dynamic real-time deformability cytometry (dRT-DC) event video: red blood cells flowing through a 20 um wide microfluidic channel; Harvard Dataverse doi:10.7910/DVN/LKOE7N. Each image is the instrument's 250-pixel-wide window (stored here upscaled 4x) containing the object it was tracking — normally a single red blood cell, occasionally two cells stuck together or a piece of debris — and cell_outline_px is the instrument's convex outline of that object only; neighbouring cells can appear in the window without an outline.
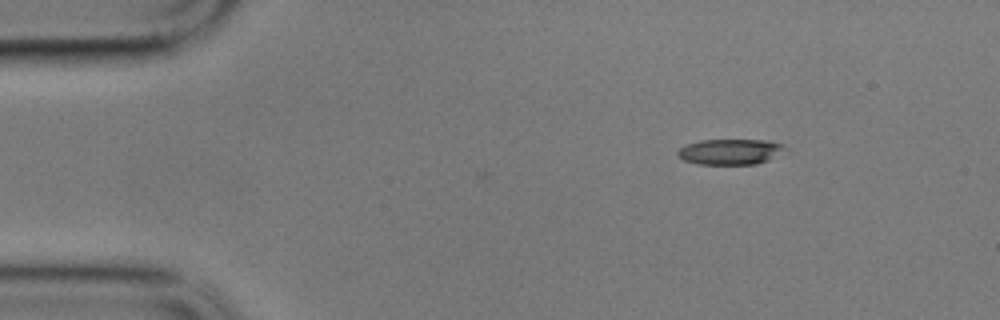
{"species": "common noctule bat (a hibernating species)", "species_latin": "Nyctalus noctula", "temperature_condition": "cold", "stored_images_in_passage": 9, "camera_frame_rate_fps": 3000, "um_per_image_px": 0.085, "animal": {"sex": "male", "body_mass_g": 17.9}, "frame": {"image": 1, "passage_image": 9, "time_ms": 2.667, "image_size_px": [1000, 320], "cell_outline_px": [[784, 148], [768, 160], [756, 164], [700, 164], [684, 160], [676, 156], [676, 152], [680, 148], [688, 144], [700, 140], [768, 140], [780, 144]], "centroid_in_image_um": [61.98, 12.9], "position_along_channel_um": 23.0, "area_um2": 15.66}}